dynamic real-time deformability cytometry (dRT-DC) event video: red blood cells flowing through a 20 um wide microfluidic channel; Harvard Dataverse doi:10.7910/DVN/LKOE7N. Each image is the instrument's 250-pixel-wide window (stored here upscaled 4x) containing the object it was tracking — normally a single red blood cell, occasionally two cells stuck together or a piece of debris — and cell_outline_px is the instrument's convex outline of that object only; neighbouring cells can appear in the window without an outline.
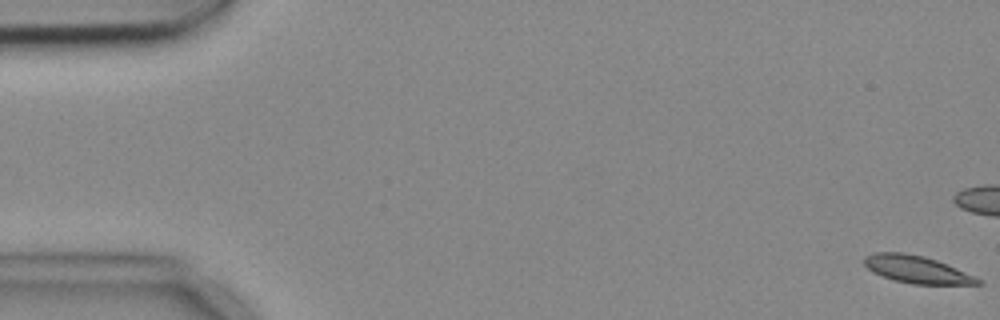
{"species": "common noctule bat (a hibernating species)", "species_latin": "Nyctalus noctula", "temperature_condition": "cold", "stored_images_in_passage": 5, "camera_frame_rate_fps": 3000, "um_per_image_px": 0.085, "animal": {"sex": "female", "body_mass_g": 18.4}, "frame": {"image": 1, "passage_image": 1, "time_ms": 0.0, "image_size_px": [1000, 320], "cell_outline_px": [[980, 284], [912, 284], [896, 280], [872, 272], [864, 264], [864, 256], [872, 252], [904, 252], [924, 256], [948, 264], [980, 280]], "centroid_in_image_um": [77.86, 22.88], "position_along_channel_um": 7.1, "area_um2": 17.86}}